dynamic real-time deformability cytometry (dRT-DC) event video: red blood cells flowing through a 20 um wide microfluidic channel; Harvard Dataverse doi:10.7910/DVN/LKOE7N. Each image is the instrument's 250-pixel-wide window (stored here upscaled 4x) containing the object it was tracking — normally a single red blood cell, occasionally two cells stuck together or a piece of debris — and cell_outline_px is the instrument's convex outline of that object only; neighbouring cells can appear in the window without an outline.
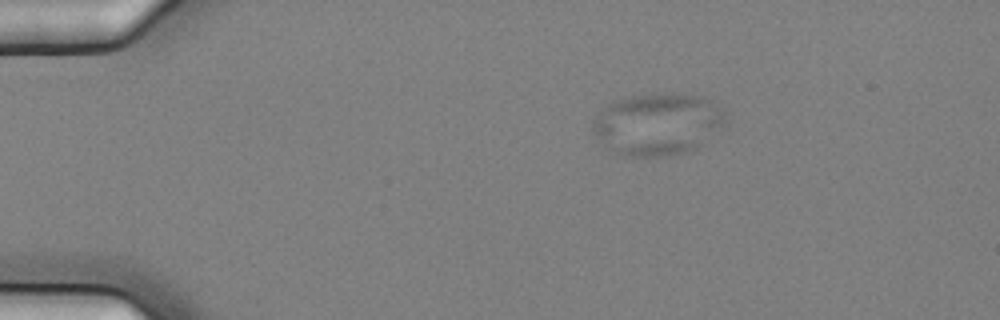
{"species": "common noctule bat (a hibernating species)", "species_latin": "Nyctalus noctula", "temperature_condition": "cold", "stored_images_in_passage": 3, "camera_frame_rate_fps": 3000, "um_per_image_px": 0.085, "animal": {"sex": "female", "body_mass_g": 25.1}, "frame": {"image": 1, "passage_image": 1, "time_ms": 0.0, "image_size_px": [1000, 320], "cell_outline_px": [[728, 112], [724, 124], [696, 148], [684, 152], [656, 156], [632, 156], [616, 152], [592, 132], [592, 120], [608, 104], [616, 100], [632, 96], [704, 96], [712, 100]], "centroid_in_image_um": [55.93, 10.55], "position_along_channel_um": 29.1, "area_um2": 46.53}}